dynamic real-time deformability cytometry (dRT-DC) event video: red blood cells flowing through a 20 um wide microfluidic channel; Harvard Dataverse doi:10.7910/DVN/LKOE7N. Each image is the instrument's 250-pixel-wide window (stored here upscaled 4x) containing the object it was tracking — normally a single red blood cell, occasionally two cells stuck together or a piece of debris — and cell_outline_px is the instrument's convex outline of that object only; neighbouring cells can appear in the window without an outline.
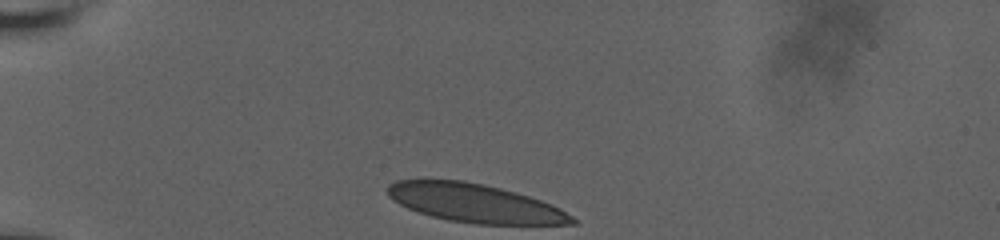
{"species": "human", "species_latin": "Homo sapiens", "temperature_condition": "room temperature", "stored_images_in_passage": 35, "camera_frame_rate_fps": 3000, "um_per_image_px": 0.085, "donor": {"sex": "male"}, "frame": {"image": 1, "passage_image": 1, "time_ms": 0.0, "image_size_px": [1000, 240], "cell_outline_px": [[580, 224], [476, 224], [448, 220], [432, 216], [408, 208], [392, 200], [388, 196], [388, 184], [396, 180], [464, 180], [484, 184], [516, 192], [540, 200], [560, 208], [572, 216]], "centroid_in_image_um": [40.37, 17.27], "position_along_channel_um": 44.6, "area_um2": 41.21}}
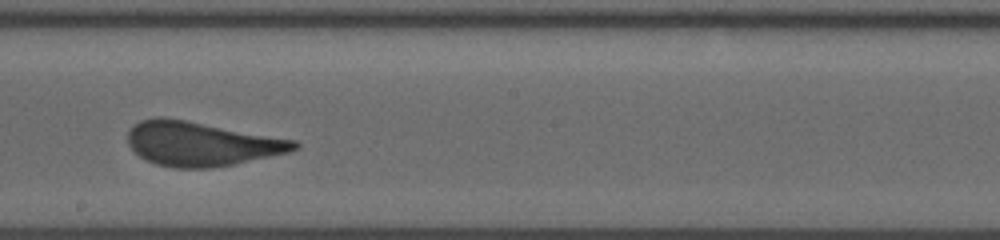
{"frame": {"image": 2, "passage_image": 20, "time_ms": 6.333, "image_size_px": [1000, 240], "cell_outline_px": [[300, 144], [296, 148], [288, 152], [236, 164], [212, 168], [172, 168], [156, 164], [140, 156], [128, 144], [128, 132], [132, 124], [140, 120], [156, 116], [164, 116], [296, 140]], "centroid_in_image_um": [17.07, 12.21], "position_along_channel_um": 231.1, "area_um2": 43.0}}
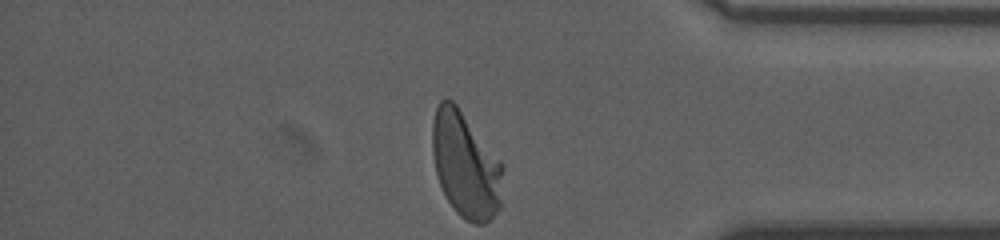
{"frame": {"image": 3, "passage_image": 35, "time_ms": 11.333, "image_size_px": [1000, 240], "cell_outline_px": [[504, 168], [500, 208], [484, 224], [472, 224], [460, 216], [456, 212], [448, 200], [440, 184], [436, 172], [432, 152], [432, 124], [436, 108], [440, 100], [444, 96], [452, 100], [456, 104], [504, 164]], "centroid_in_image_um": [39.58, 14.01], "position_along_channel_um": 395.6, "area_um2": 43.64}, "authors_computed_cell_mechanics": {"area_um2": 43.061, "velocity_mm_per_s": 3.6276, "shape_relaxation_time_tau1_ms": 6.7116, "shape_relaxation_time_tau2_ms": null, "deformation_change_tau1": 0.1928, "deformation_change_tau2": null}}